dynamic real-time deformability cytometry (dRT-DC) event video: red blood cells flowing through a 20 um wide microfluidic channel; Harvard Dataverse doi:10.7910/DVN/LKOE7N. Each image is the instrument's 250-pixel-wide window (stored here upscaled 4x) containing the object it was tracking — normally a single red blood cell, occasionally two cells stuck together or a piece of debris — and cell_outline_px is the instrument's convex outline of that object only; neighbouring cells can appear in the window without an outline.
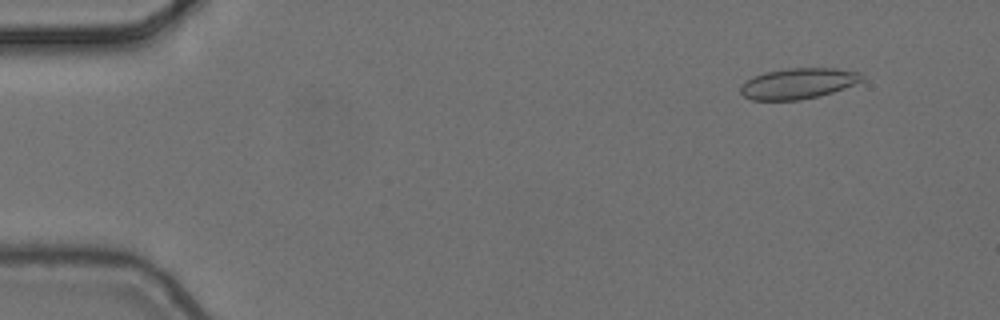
{"species": "common noctule bat (a hibernating species)", "species_latin": "Nyctalus noctula", "temperature_condition": "cold", "stored_images_in_passage": 9, "camera_frame_rate_fps": 3000, "um_per_image_px": 0.085, "animal": {"sex": "female", "body_mass_g": 24.6, "forearm_length_mm": 56.2}, "frame": {"image": 1, "passage_image": 2, "time_ms": 0.333, "image_size_px": [1000, 320], "cell_outline_px": [[864, 80], [844, 88], [832, 92], [800, 100], [752, 100], [744, 96], [740, 92], [740, 88], [752, 76], [764, 72], [788, 68], [836, 68], [860, 72]], "centroid_in_image_um": [67.84, 7.09], "position_along_channel_um": 17.2, "area_um2": 21.62}}
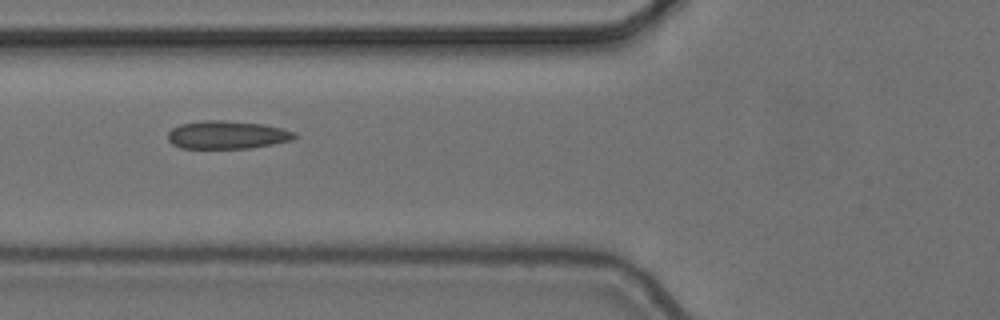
{"frame": {"image": 2, "passage_image": 6, "time_ms": 1.667, "image_size_px": [1000, 320], "cell_outline_px": [[296, 136], [292, 140], [252, 148], [180, 148], [172, 144], [168, 140], [168, 132], [172, 128], [180, 124], [204, 120], [224, 120], [264, 124], [296, 132]], "centroid_in_image_um": [19.28, 11.46], "position_along_channel_um": 106.5, "area_um2": 20.75}}
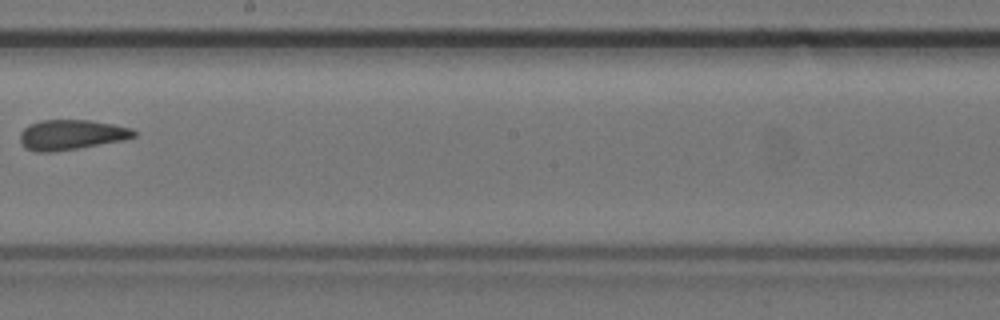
{"frame": {"image": 3, "passage_image": 9, "time_ms": 2.667, "image_size_px": [1000, 320], "cell_outline_px": [[136, 136], [124, 140], [52, 152], [36, 152], [24, 148], [20, 140], [20, 132], [28, 124], [40, 120], [92, 120], [132, 128], [136, 132]], "centroid_in_image_um": [6.03, 11.45], "position_along_channel_um": 242.2, "area_um2": 20.0}}